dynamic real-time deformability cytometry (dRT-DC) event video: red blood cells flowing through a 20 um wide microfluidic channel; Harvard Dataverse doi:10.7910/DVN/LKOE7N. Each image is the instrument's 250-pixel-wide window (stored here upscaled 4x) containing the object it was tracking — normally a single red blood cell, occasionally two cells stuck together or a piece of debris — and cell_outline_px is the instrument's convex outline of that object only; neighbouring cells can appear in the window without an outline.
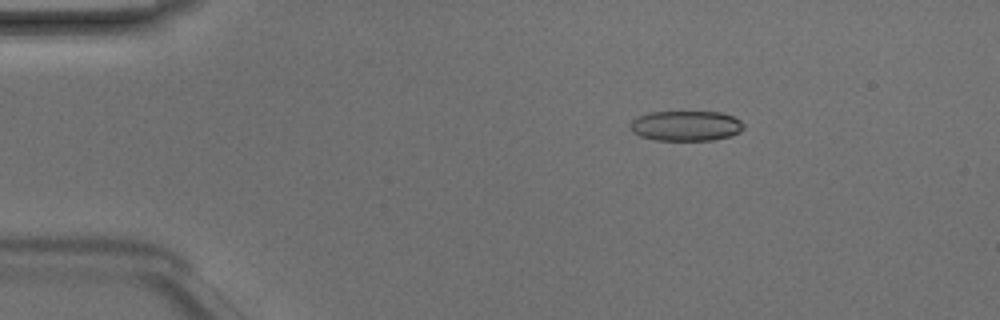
{"species": "Egyptian fruit bat (a non-hibernating species)", "species_latin": "Rousettus aegyptiacus", "temperature_condition": "room temperature", "stored_images_in_passage": 42, "camera_frame_rate_fps": 3000, "um_per_image_px": 0.085, "animal": {"sex": "male"}, "frame": {"image": 1, "passage_image": 2, "time_ms": 0.333, "image_size_px": [1000, 320], "cell_outline_px": [[744, 128], [740, 132], [732, 136], [712, 140], [656, 140], [640, 136], [632, 132], [632, 120], [636, 116], [648, 112], [720, 112], [732, 116], [740, 120], [744, 124]], "centroid_in_image_um": [58.32, 10.69], "position_along_channel_um": 26.7, "area_um2": 20.0}}
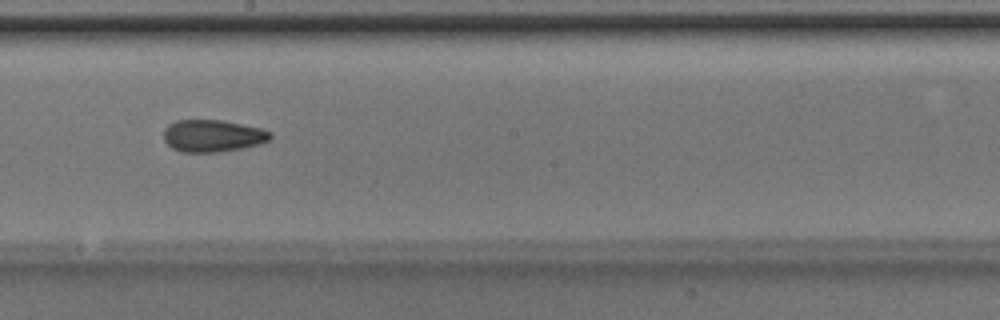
{"frame": {"image": 2, "passage_image": 21, "time_ms": 6.667, "image_size_px": [1000, 320], "cell_outline_px": [[272, 140], [260, 144], [244, 148], [216, 152], [180, 152], [172, 148], [164, 140], [164, 128], [168, 124], [176, 120], [220, 120], [260, 128], [272, 132]], "centroid_in_image_um": [18.09, 11.55], "position_along_channel_um": 230.1, "area_um2": 20.11}}
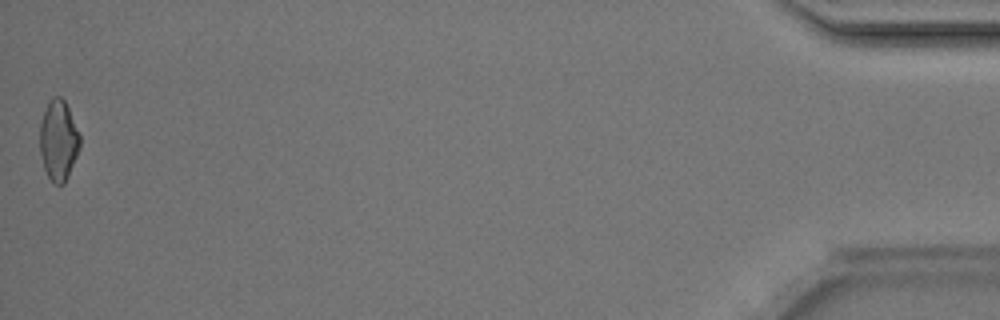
{"frame": {"image": 3, "passage_image": 42, "time_ms": 13.667, "image_size_px": [1000, 320], "cell_outline_px": [[80, 148], [68, 176], [64, 184], [56, 184], [48, 176], [44, 168], [40, 152], [40, 124], [44, 112], [52, 96], [60, 96], [64, 100], [80, 132]], "centroid_in_image_um": [4.98, 11.92], "position_along_channel_um": 430.2, "area_um2": 18.67}, "authors_computed_cell_mechanics": {"area_um2": 19.7676, "velocity_mm_per_s": 4.2289, "shape_relaxation_time_tau1_ms": null, "shape_relaxation_time_tau2_ms": 2.9396, "deformation_change_tau1": null, "deformation_change_tau2": 0.1009}}